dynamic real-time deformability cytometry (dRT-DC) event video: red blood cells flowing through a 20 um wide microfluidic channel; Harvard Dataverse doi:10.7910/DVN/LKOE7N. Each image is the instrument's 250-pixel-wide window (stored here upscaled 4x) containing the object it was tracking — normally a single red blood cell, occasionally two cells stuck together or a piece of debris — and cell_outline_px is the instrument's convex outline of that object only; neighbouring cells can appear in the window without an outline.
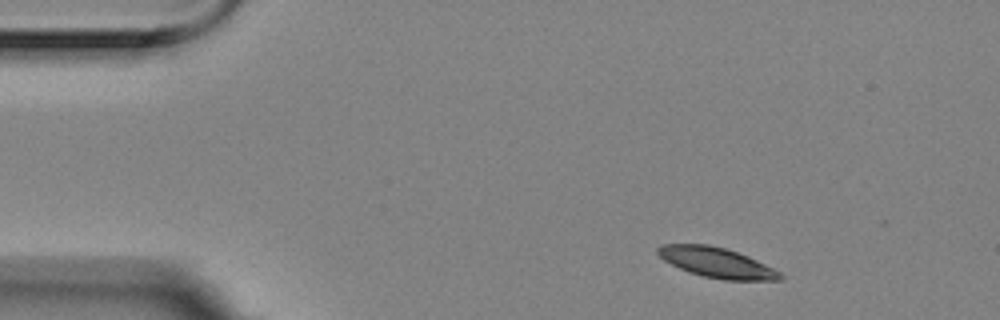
{"species": "Egyptian fruit bat (a non-hibernating species)", "species_latin": "Rousettus aegyptiacus", "temperature_condition": "room temperature", "stored_images_in_passage": 5, "camera_frame_rate_fps": 3000, "um_per_image_px": 0.085, "animal": {"sex": "female"}, "frame": {"image": 1, "passage_image": 1, "time_ms": 0.0, "image_size_px": [1000, 320], "cell_outline_px": [[784, 280], [724, 280], [704, 276], [688, 272], [664, 260], [656, 252], [656, 248], [660, 244], [708, 244], [724, 248], [748, 256], [780, 272], [784, 276]], "centroid_in_image_um": [60.91, 22.32], "position_along_channel_um": 24.1, "area_um2": 21.33}}